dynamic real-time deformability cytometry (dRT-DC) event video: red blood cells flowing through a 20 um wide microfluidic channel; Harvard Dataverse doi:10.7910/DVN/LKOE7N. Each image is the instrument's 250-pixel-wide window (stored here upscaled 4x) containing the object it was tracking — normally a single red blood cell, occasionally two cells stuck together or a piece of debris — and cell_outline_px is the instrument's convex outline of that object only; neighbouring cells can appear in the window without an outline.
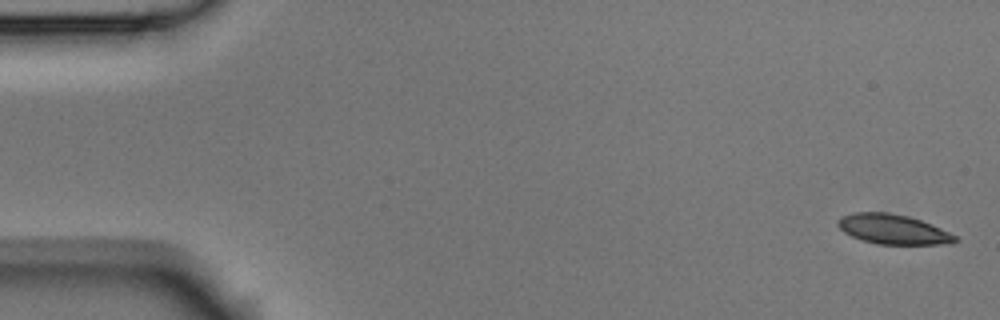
{"species": "Egyptian fruit bat (a non-hibernating species)", "species_latin": "Rousettus aegyptiacus", "temperature_condition": "room temperature", "stored_images_in_passage": 4, "camera_frame_rate_fps": 3000, "um_per_image_px": 0.085, "animal": {"sex": "male"}, "frame": {"image": 1, "passage_image": 1, "time_ms": 0.0, "image_size_px": [1000, 320], "cell_outline_px": [[960, 240], [940, 244], [876, 244], [860, 240], [844, 232], [836, 224], [836, 220], [840, 216], [852, 212], [888, 212], [908, 216], [932, 224], [956, 236]], "centroid_in_image_um": [75.84, 19.47], "position_along_channel_um": 9.2, "area_um2": 20.4}}
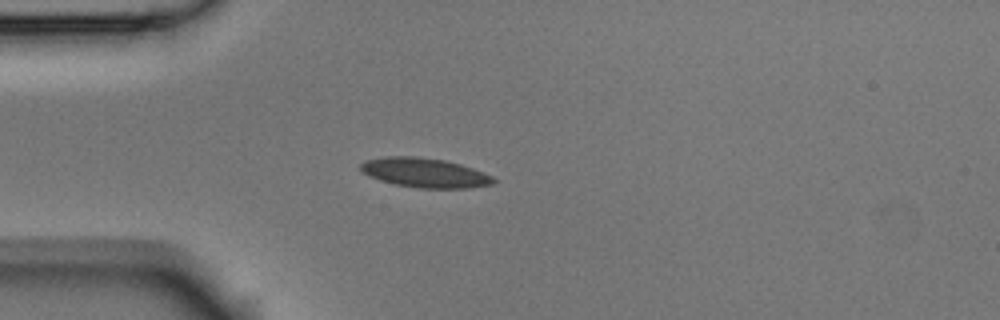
{"frame": {"image": 2, "passage_image": 4, "time_ms": 1.0, "image_size_px": [1000, 320], "cell_outline_px": [[496, 180], [492, 184], [468, 188], [420, 188], [396, 184], [380, 180], [368, 176], [360, 168], [360, 164], [364, 160], [384, 156], [416, 156], [444, 160], [460, 164], [484, 172], [492, 176]], "centroid_in_image_um": [36.09, 14.67], "position_along_channel_um": 48.9, "area_um2": 22.77}}